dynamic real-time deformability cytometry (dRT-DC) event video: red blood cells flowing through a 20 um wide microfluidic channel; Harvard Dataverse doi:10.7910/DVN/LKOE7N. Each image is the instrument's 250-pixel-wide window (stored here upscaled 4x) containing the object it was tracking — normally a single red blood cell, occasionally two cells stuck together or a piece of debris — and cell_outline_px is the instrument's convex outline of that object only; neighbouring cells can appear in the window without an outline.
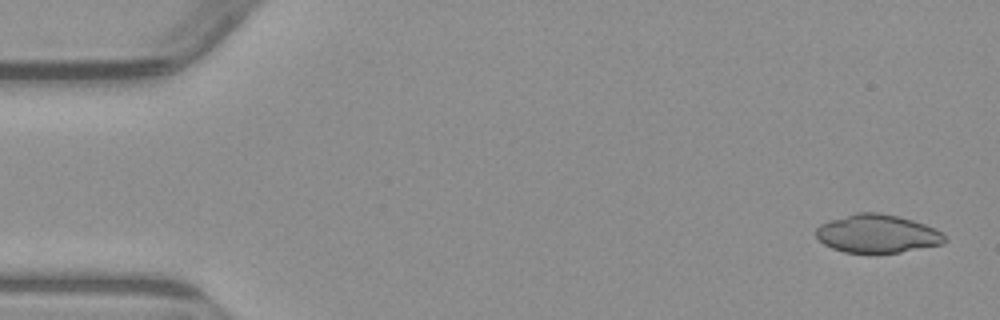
{"species": "common noctule bat (a hibernating species)", "species_latin": "Nyctalus noctula", "temperature_condition": "warm", "stored_images_in_passage": 7, "camera_frame_rate_fps": 3000, "um_per_image_px": 0.085, "animal": {"sex": "male", "body_mass_g": 23.1, "forearm_length_mm": 52.7}, "frame": {"image": 1, "passage_image": 1, "time_ms": 0.0, "image_size_px": [1000, 320], "cell_outline_px": [[948, 240], [944, 244], [900, 252], [844, 252], [832, 248], [824, 244], [816, 236], [816, 228], [820, 224], [828, 220], [856, 212], [876, 212], [896, 216], [912, 220], [936, 228], [944, 232]], "centroid_in_image_um": [74.6, 19.85], "position_along_channel_um": 10.4, "area_um2": 28.78}}